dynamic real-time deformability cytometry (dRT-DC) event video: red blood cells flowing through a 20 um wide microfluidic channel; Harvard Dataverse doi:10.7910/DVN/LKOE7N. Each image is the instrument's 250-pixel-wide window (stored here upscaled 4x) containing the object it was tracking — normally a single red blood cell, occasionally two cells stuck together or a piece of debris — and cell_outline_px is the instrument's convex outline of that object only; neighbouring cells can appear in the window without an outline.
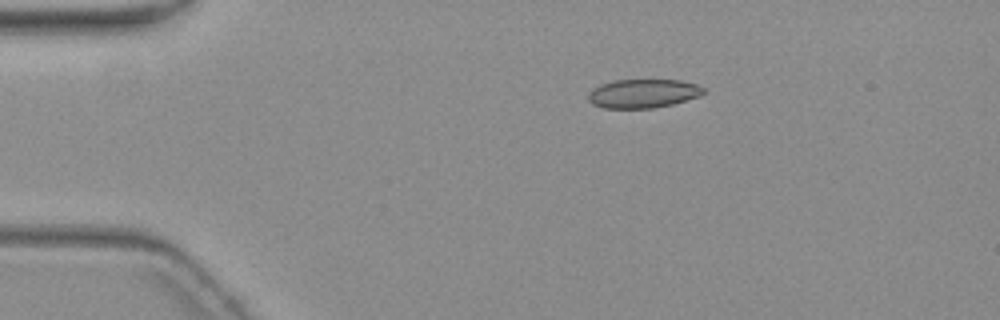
{"species": "common noctule bat (a hibernating species)", "species_latin": "Nyctalus noctula", "temperature_condition": "warm", "stored_images_in_passage": 5, "segment_of_instrument_passage": [1, 2], "camera_frame_rate_fps": 3000, "um_per_image_px": 0.085, "animal": {"sex": "female", "body_mass_g": 19.3, "forearm_length_mm": 54.1}, "frame": {"image": 1, "passage_image": 3, "time_ms": 3.0, "image_size_px": [1000, 320], "cell_outline_px": [[704, 92], [700, 96], [672, 104], [652, 108], [604, 108], [592, 104], [588, 100], [588, 92], [592, 88], [600, 84], [616, 80], [680, 80], [696, 84], [704, 88]], "centroid_in_image_um": [54.63, 7.95], "position_along_channel_um": 30.4, "area_um2": 19.36}}